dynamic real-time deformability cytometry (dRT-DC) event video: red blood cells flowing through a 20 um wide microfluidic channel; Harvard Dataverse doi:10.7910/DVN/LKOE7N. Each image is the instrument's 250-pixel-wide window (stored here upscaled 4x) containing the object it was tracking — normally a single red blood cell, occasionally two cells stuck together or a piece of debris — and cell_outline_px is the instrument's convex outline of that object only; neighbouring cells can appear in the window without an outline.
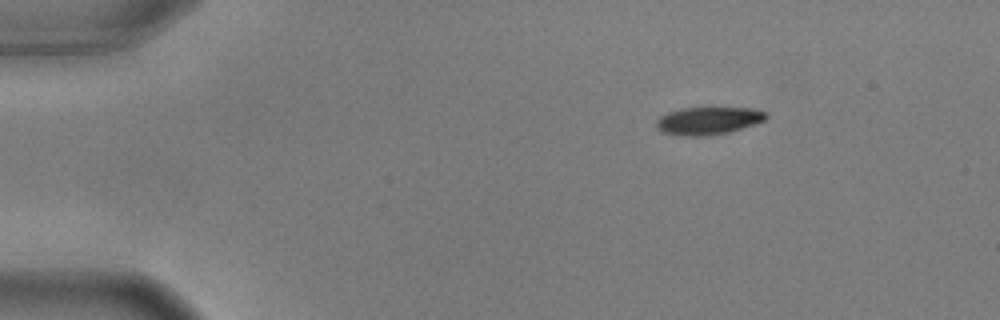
{"species": "common noctule bat (a hibernating species)", "species_latin": "Nyctalus noctula", "temperature_condition": "warm", "stored_images_in_passage": 48, "camera_frame_rate_fps": 3000, "um_per_image_px": 0.085, "animal": {"sex": "male", "body_mass_g": 17.9, "forearm_length_mm": 54.2}, "frame": {"image": 1, "passage_image": 1, "time_ms": 0.0, "image_size_px": [1000, 320], "cell_outline_px": [[768, 116], [764, 120], [728, 132], [708, 136], [684, 136], [664, 132], [656, 128], [656, 120], [660, 116], [668, 112], [680, 108], [712, 104], [752, 108], [764, 112]], "centroid_in_image_um": [60.18, 10.19], "position_along_channel_um": 24.8, "area_um2": 18.5}}
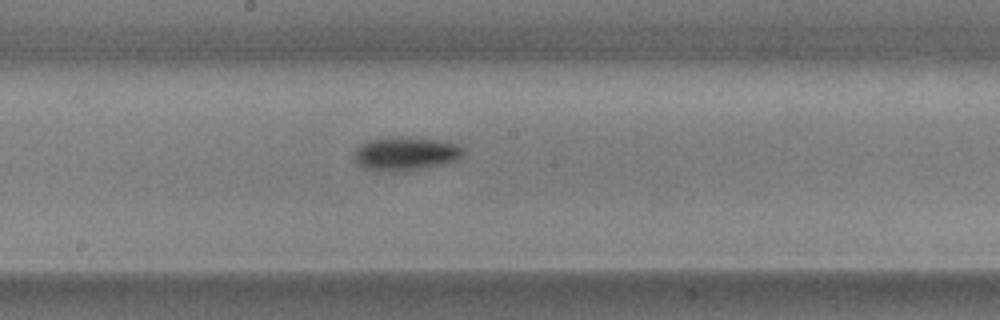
{"frame": {"image": 2, "passage_image": 23, "time_ms": 7.333, "image_size_px": [1000, 320], "cell_outline_px": [[464, 156], [456, 160], [440, 164], [420, 168], [392, 172], [380, 172], [364, 168], [356, 164], [352, 156], [352, 152], [360, 144], [368, 140], [388, 136], [400, 136], [444, 140], [456, 144], [464, 148]], "centroid_in_image_um": [34.41, 13.04], "position_along_channel_um": 213.8, "area_um2": 21.91}}
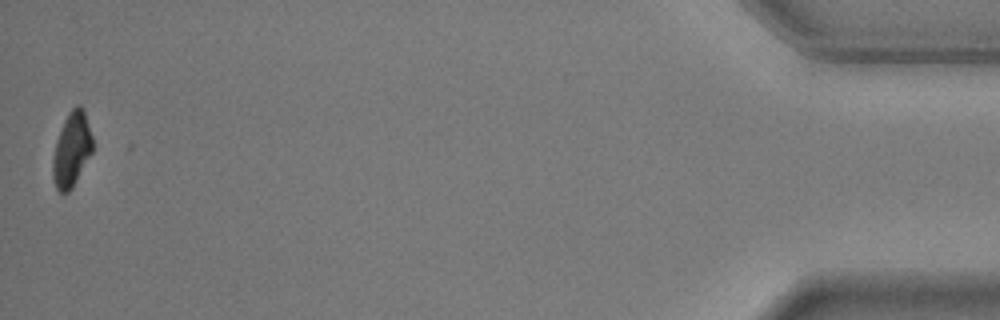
{"frame": {"image": 3, "passage_image": 48, "time_ms": 15.667, "image_size_px": [1000, 320], "cell_outline_px": [[92, 152], [72, 188], [68, 192], [60, 192], [56, 188], [52, 176], [52, 160], [56, 140], [64, 120], [68, 112], [76, 104], [80, 104], [84, 108], [92, 136]], "centroid_in_image_um": [6.08, 12.68], "position_along_channel_um": 429.1, "area_um2": 17.34}, "authors_computed_cell_mechanics": {"area_um2": 19.4786, "velocity_mm_per_s": 3.6335, "shape_relaxation_time_tau1_ms": 2.4559, "shape_relaxation_time_tau2_ms": null, "deformation_change_tau1": 0.1404, "deformation_change_tau2": null}}